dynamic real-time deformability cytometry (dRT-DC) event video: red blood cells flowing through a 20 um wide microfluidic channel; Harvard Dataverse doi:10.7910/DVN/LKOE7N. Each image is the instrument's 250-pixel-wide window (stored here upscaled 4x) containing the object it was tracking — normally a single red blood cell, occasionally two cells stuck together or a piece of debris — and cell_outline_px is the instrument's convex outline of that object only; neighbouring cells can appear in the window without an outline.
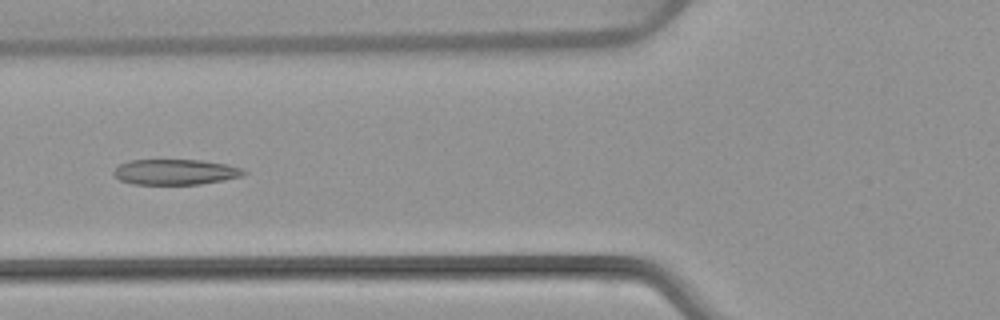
{"species": "common noctule bat (a hibernating species)", "species_latin": "Nyctalus noctula", "temperature_condition": "warm", "stored_images_in_passage": 4, "camera_frame_rate_fps": 3000, "um_per_image_px": 0.085, "animal": {"sex": "female", "body_mass_g": 22.7, "forearm_length_mm": 54.2}, "frame": {"image": 1, "passage_image": 4, "time_ms": 4.667, "image_size_px": [1000, 320], "cell_outline_px": [[248, 172], [244, 176], [224, 180], [200, 184], [132, 184], [120, 180], [112, 172], [120, 164], [132, 160], [200, 160], [228, 164], [244, 168]], "centroid_in_image_um": [14.97, 14.62], "position_along_channel_um": 110.8, "area_um2": 19.42}}